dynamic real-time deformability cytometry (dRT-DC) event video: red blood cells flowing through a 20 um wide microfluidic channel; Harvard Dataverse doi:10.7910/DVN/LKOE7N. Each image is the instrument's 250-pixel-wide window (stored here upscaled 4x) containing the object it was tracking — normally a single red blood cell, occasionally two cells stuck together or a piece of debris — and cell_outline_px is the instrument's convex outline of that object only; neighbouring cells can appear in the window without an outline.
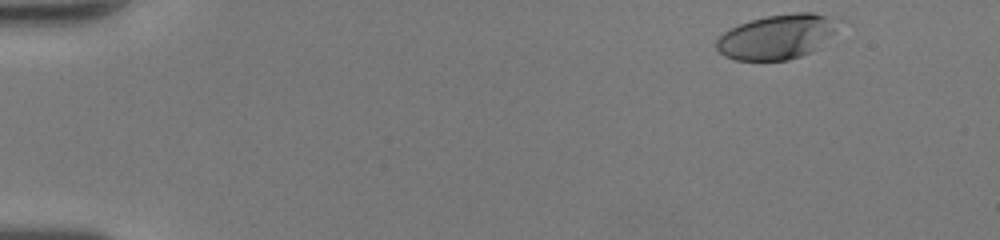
{"species": "human", "species_latin": "Homo sapiens", "temperature_condition": "room temperature", "stored_images_in_passage": 45, "camera_frame_rate_fps": 3000, "um_per_image_px": 0.085, "donor": {"sex": "female"}, "frame": {"image": 1, "passage_image": 1, "time_ms": 0.0, "image_size_px": [1000, 240], "cell_outline_px": [[832, 32], [812, 52], [788, 60], [736, 60], [724, 56], [716, 48], [716, 40], [724, 32], [740, 24], [752, 20], [768, 16], [796, 12], [812, 12], [824, 16], [832, 20]], "centroid_in_image_um": [65.91, 3.15], "position_along_channel_um": 19.1, "area_um2": 30.58}}
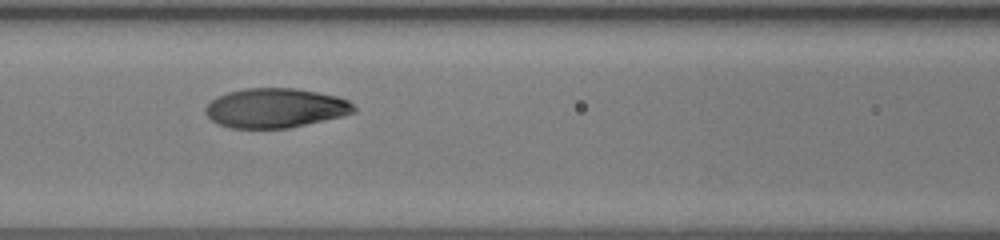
{"frame": {"image": 2, "passage_image": 19, "time_ms": 6.0, "image_size_px": [1000, 240], "cell_outline_px": [[356, 112], [340, 116], [288, 128], [232, 128], [220, 124], [212, 120], [204, 112], [204, 108], [216, 96], [228, 92], [244, 88], [296, 88], [336, 96], [348, 100], [356, 108]], "centroid_in_image_um": [23.38, 9.17], "position_along_channel_um": 143.2, "area_um2": 33.93}}
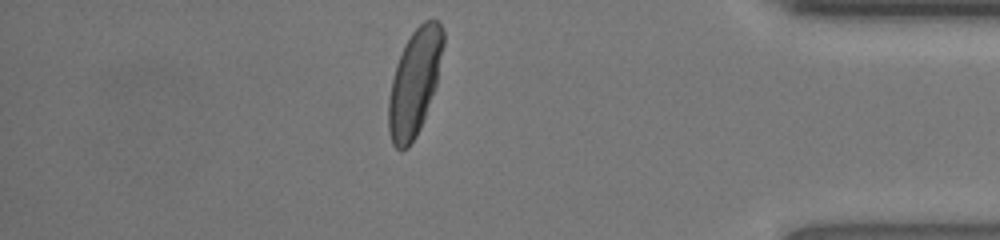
{"frame": {"image": 3, "passage_image": 39, "time_ms": 12.667, "image_size_px": [1000, 240], "cell_outline_px": [[444, 44], [436, 84], [420, 128], [416, 136], [408, 148], [400, 152], [392, 144], [388, 128], [388, 100], [392, 76], [396, 64], [412, 32], [424, 20], [440, 20], [444, 28]], "centroid_in_image_um": [35.23, 7.01], "position_along_channel_um": 400.0, "area_um2": 33.76}, "authors_computed_cell_mechanics": {"area_um2": 34.102, "velocity_mm_per_s": 4.2961, "shape_relaxation_time_tau1_ms": 3.4934, "shape_relaxation_time_tau2_ms": null, "deformation_change_tau1": 0.1948, "deformation_change_tau2": null}}